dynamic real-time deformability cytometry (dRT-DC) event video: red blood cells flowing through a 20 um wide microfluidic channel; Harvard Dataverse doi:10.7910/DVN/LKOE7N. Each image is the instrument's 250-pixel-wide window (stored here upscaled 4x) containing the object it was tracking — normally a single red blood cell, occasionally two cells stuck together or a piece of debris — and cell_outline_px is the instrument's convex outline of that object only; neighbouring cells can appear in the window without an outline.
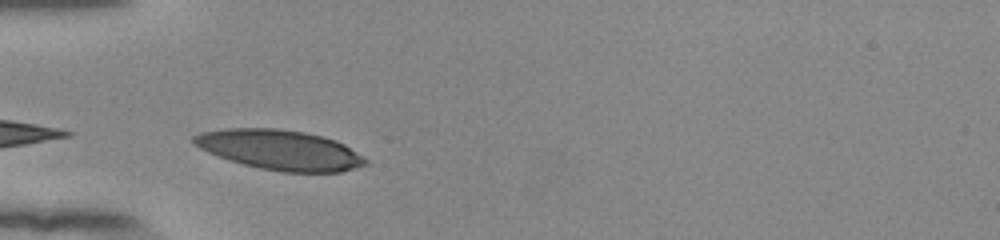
{"species": "human", "species_latin": "Homo sapiens", "temperature_condition": "room temperature", "stored_images_in_passage": 14, "camera_frame_rate_fps": 3000, "um_per_image_px": 0.085, "donor": {"sex": "female"}, "frame": {"image": 1, "passage_image": 1, "time_ms": 0.0, "image_size_px": [1000, 240], "cell_outline_px": [[368, 164], [340, 172], [284, 172], [260, 168], [244, 164], [208, 152], [200, 148], [192, 140], [192, 136], [200, 132], [228, 128], [276, 128], [304, 132], [336, 140], [344, 144], [368, 160]], "centroid_in_image_um": [23.8, 12.73], "position_along_channel_um": 61.2, "area_um2": 39.59}}
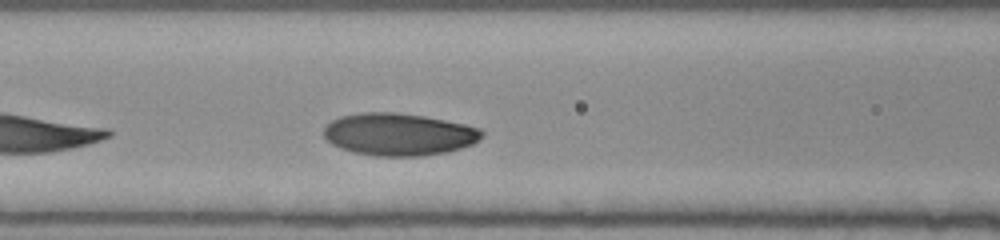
{"frame": {"image": 2, "passage_image": 7, "time_ms": 2.0, "image_size_px": [1000, 240], "cell_outline_px": [[484, 136], [480, 140], [472, 144], [448, 152], [424, 156], [376, 156], [352, 152], [340, 148], [332, 144], [324, 136], [324, 128], [332, 120], [340, 116], [360, 112], [396, 112], [424, 116], [464, 124], [480, 128], [484, 132]], "centroid_in_image_um": [33.91, 11.42], "position_along_channel_um": 132.7, "area_um2": 39.25}}
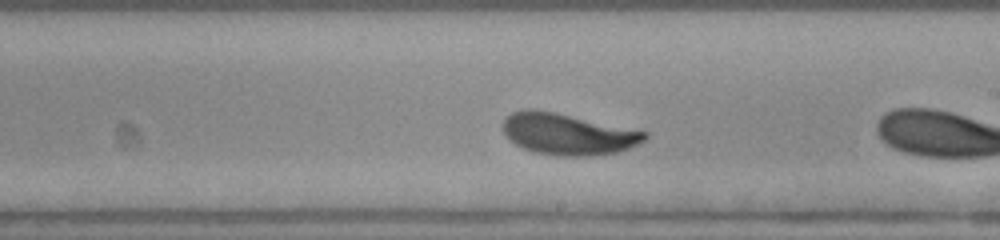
{"frame": {"image": 3, "passage_image": 13, "time_ms": 4.0, "image_size_px": [1000, 240], "cell_outline_px": [[648, 136], [644, 140], [620, 152], [588, 156], [556, 156], [532, 152], [516, 144], [504, 132], [500, 124], [512, 112], [524, 108], [532, 108], [556, 112], [648, 132]], "centroid_in_image_um": [48.24, 11.39], "position_along_channel_um": 240.8, "area_um2": 34.28}}